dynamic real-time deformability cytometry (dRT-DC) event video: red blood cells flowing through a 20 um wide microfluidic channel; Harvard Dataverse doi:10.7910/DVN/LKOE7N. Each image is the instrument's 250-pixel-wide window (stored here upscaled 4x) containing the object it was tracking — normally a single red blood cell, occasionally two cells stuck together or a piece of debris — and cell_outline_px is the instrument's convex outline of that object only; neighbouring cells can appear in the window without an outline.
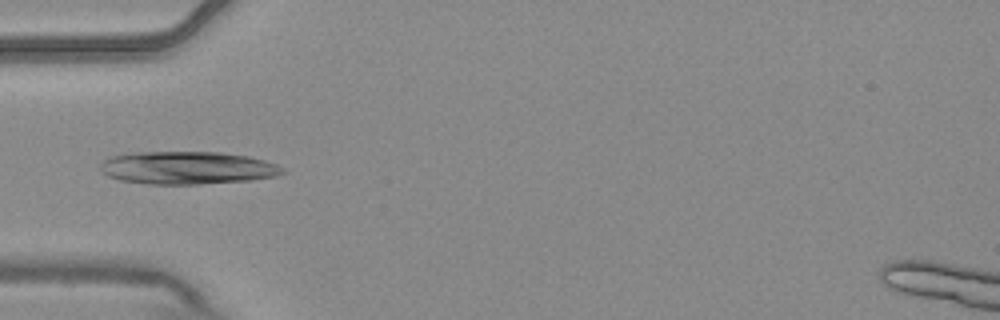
{"species": "common noctule bat (a hibernating species)", "species_latin": "Nyctalus noctula", "temperature_condition": "warm", "stored_images_in_passage": 6, "camera_frame_rate_fps": 3000, "um_per_image_px": 0.085, "animal": {"sex": "male", "body_mass_g": 20.4}, "frame": {"image": 1, "passage_image": 6, "time_ms": 1.667, "image_size_px": [1000, 320], "cell_outline_px": [[288, 172], [276, 176], [252, 180], [200, 184], [148, 184], [120, 180], [108, 176], [100, 172], [100, 164], [104, 160], [112, 156], [132, 152], [220, 152], [248, 156], [264, 160], [276, 164], [284, 168]], "centroid_in_image_um": [15.94, 14.27], "position_along_channel_um": 69.1, "area_um2": 35.08}}